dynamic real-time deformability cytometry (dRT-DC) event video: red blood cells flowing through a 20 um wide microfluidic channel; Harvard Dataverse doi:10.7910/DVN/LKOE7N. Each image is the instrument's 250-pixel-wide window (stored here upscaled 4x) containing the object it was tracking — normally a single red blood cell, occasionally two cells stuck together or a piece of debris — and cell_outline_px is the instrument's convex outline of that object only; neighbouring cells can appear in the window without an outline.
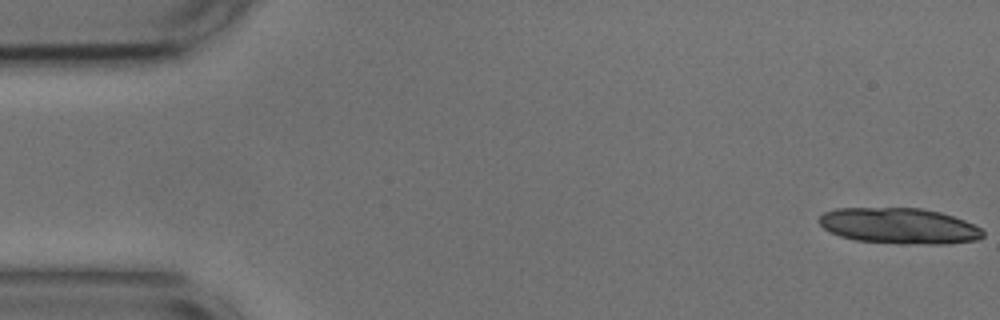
{"species": "common noctule bat (a hibernating species)", "species_latin": "Nyctalus noctula", "temperature_condition": "cold", "stored_images_in_passage": 3, "camera_frame_rate_fps": 3000, "um_per_image_px": 0.085, "animal": {"sex": "male", "body_mass_g": 17.9, "forearm_length_mm": 54.2}, "frame": {"image": 1, "passage_image": 1, "time_ms": 0.0, "image_size_px": [1000, 320], "cell_outline_px": [[984, 236], [976, 240], [944, 244], [896, 244], [856, 240], [840, 236], [824, 228], [816, 220], [824, 212], [836, 208], [920, 208], [940, 212], [964, 220], [980, 228], [984, 232]], "centroid_in_image_um": [76.41, 19.2], "position_along_channel_um": 8.6, "area_um2": 34.28}}